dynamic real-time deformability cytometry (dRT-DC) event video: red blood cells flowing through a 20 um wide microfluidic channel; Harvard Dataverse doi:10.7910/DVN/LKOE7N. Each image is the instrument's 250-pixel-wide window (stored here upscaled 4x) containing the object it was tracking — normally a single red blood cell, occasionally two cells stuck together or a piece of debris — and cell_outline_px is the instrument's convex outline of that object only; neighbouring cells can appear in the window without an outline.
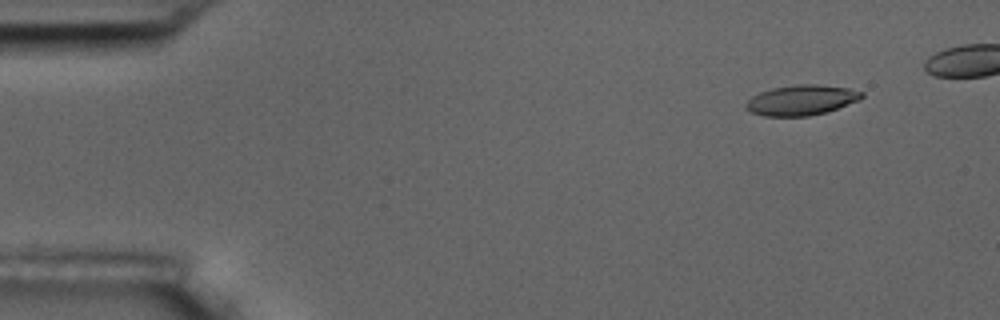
{"species": "common noctule bat (a hibernating species)", "species_latin": "Nyctalus noctula", "temperature_condition": "room temperature", "stored_images_in_passage": 6, "camera_frame_rate_fps": 3000, "um_per_image_px": 0.085, "animal": {"sex": "male", "body_mass_g": 17.5, "forearm_length_mm": 52.3}, "frame": {"image": 1, "passage_image": 2, "time_ms": 1.333, "image_size_px": [1000, 320], "cell_outline_px": [[864, 96], [860, 100], [824, 112], [808, 116], [764, 116], [752, 112], [744, 108], [744, 104], [752, 96], [760, 92], [772, 88], [800, 84], [816, 84], [848, 88], [864, 92]], "centroid_in_image_um": [68.1, 8.5], "position_along_channel_um": 16.9, "area_um2": 20.29}}